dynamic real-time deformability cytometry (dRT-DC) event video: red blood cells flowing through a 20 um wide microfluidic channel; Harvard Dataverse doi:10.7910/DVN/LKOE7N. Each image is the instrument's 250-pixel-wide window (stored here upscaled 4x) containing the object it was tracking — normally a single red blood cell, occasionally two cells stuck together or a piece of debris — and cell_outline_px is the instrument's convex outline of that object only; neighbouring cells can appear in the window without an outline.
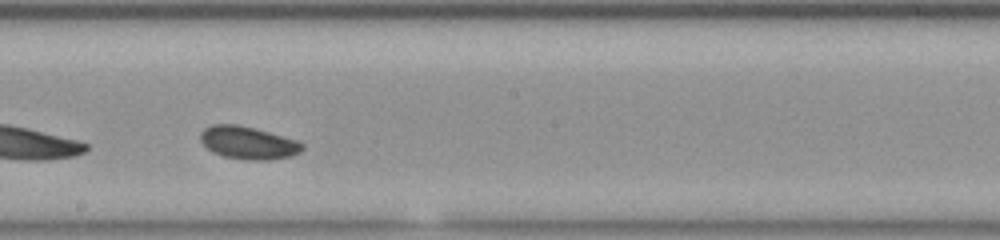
{"species": "common noctule bat (a hibernating species)", "species_latin": "Nyctalus noctula", "temperature_condition": "room temperature", "stored_images_in_passage": 29, "camera_frame_rate_fps": 3000, "um_per_image_px": 0.085, "animal": {"sex": "female", "body_mass_g": 23.0, "forearm_length_mm": 53.4}, "frame": {"image": 1, "passage_image": 17, "time_ms": 5.333, "image_size_px": [1000, 240], "cell_outline_px": [[304, 148], [300, 152], [292, 156], [268, 160], [248, 160], [224, 156], [212, 152], [200, 140], [200, 132], [204, 128], [212, 124], [236, 124], [256, 128], [296, 140], [304, 144]], "centroid_in_image_um": [21.09, 12.13], "position_along_channel_um": 227.1, "area_um2": 19.48}}